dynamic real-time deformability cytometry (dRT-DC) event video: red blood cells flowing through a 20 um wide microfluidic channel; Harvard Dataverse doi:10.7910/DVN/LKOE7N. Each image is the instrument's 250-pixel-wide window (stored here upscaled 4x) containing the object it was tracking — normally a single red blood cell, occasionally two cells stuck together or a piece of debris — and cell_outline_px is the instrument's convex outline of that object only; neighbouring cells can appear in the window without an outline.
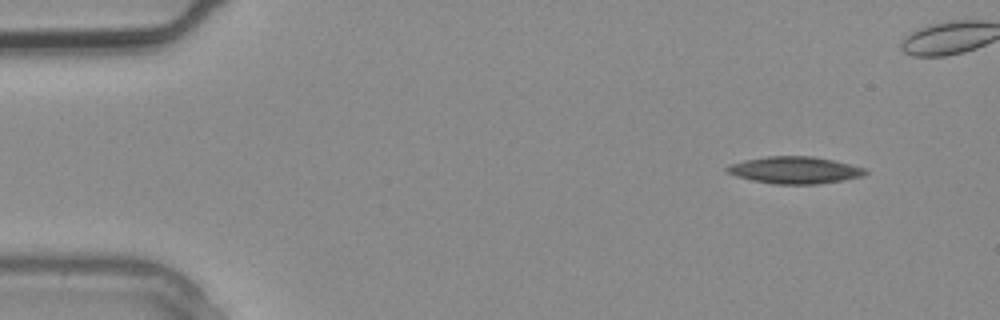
{"species": "common noctule bat (a hibernating species)", "species_latin": "Nyctalus noctula", "temperature_condition": "warm", "stored_images_in_passage": 4, "camera_frame_rate_fps": 3000, "um_per_image_px": 0.085, "animal": {"sex": "male", "body_mass_g": 20.4}, "frame": {"image": 1, "passage_image": 1, "time_ms": 0.0, "image_size_px": [1000, 320], "cell_outline_px": [[868, 172], [864, 176], [844, 180], [816, 184], [772, 184], [752, 180], [736, 176], [728, 172], [724, 168], [732, 164], [744, 160], [768, 156], [812, 156], [832, 160], [864, 168]], "centroid_in_image_um": [67.55, 14.46], "position_along_channel_um": 17.4, "area_um2": 21.62}}